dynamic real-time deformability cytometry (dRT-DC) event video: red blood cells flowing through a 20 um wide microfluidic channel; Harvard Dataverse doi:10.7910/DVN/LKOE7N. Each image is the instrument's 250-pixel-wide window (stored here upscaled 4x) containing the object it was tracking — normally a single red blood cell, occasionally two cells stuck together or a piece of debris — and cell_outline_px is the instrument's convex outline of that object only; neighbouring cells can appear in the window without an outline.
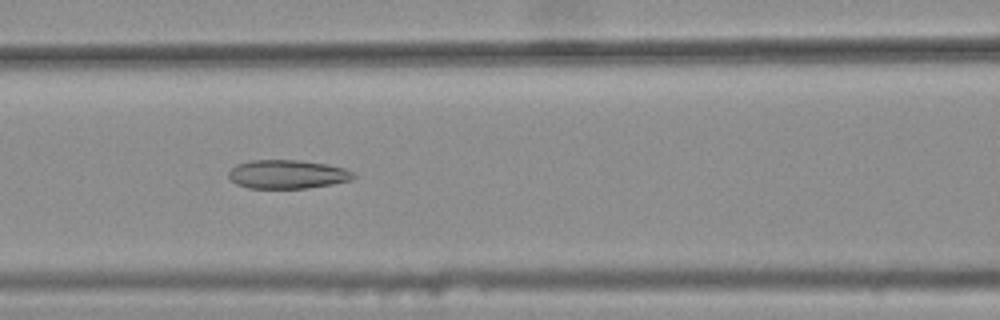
{"species": "common noctule bat (a hibernating species)", "species_latin": "Nyctalus noctula", "temperature_condition": "warm", "stored_images_in_passage": 34, "camera_frame_rate_fps": 3000, "um_per_image_px": 0.085, "animal": {"sex": "female", "body_mass_g": 25.1}, "frame": {"image": 1, "passage_image": 11, "time_ms": 3.333, "image_size_px": [1000, 320], "cell_outline_px": [[356, 176], [352, 180], [332, 184], [308, 188], [248, 188], [236, 184], [228, 176], [228, 172], [236, 164], [252, 160], [296, 160], [324, 164], [344, 168], [352, 172]], "centroid_in_image_um": [24.41, 14.82], "position_along_channel_um": 142.2, "area_um2": 20.81}}
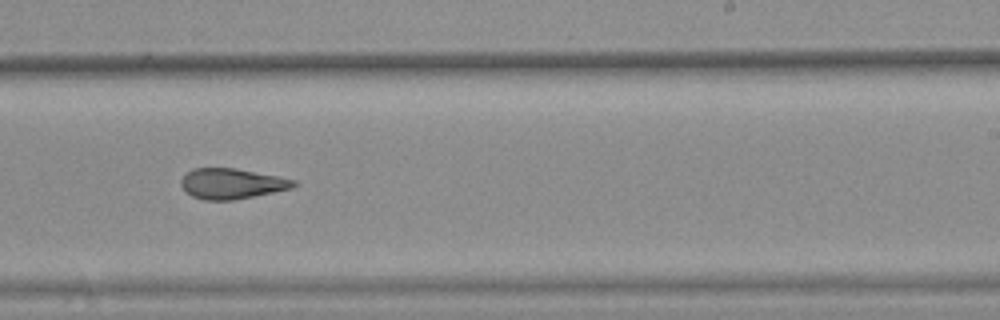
{"frame": {"image": 2, "passage_image": 21, "time_ms": 6.667, "image_size_px": [1000, 320], "cell_outline_px": [[296, 184], [292, 188], [232, 200], [204, 200], [192, 196], [180, 184], [180, 180], [192, 168], [236, 168], [296, 180]], "centroid_in_image_um": [19.67, 15.6], "position_along_channel_um": 269.3, "area_um2": 19.65}}
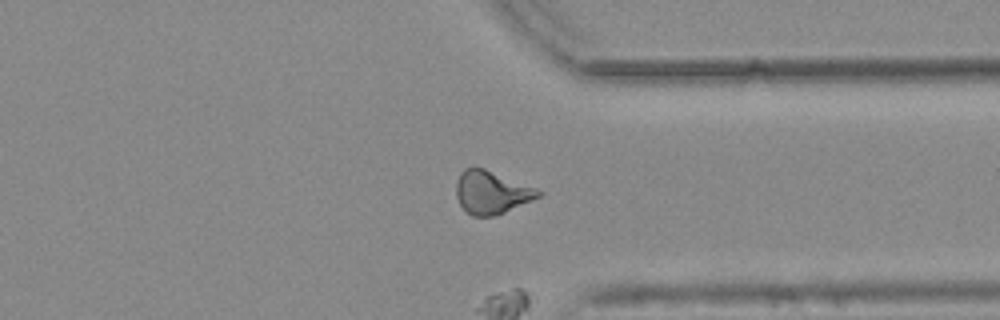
{"frame": {"image": 3, "passage_image": 29, "time_ms": 9.333, "image_size_px": [1000, 320], "cell_outline_px": [[544, 192], [540, 196], [532, 200], [504, 212], [492, 216], [472, 216], [460, 204], [456, 196], [456, 180], [460, 172], [464, 168], [484, 168], [536, 188]], "centroid_in_image_um": [41.76, 16.34], "position_along_channel_um": 369.6, "area_um2": 20.35}}